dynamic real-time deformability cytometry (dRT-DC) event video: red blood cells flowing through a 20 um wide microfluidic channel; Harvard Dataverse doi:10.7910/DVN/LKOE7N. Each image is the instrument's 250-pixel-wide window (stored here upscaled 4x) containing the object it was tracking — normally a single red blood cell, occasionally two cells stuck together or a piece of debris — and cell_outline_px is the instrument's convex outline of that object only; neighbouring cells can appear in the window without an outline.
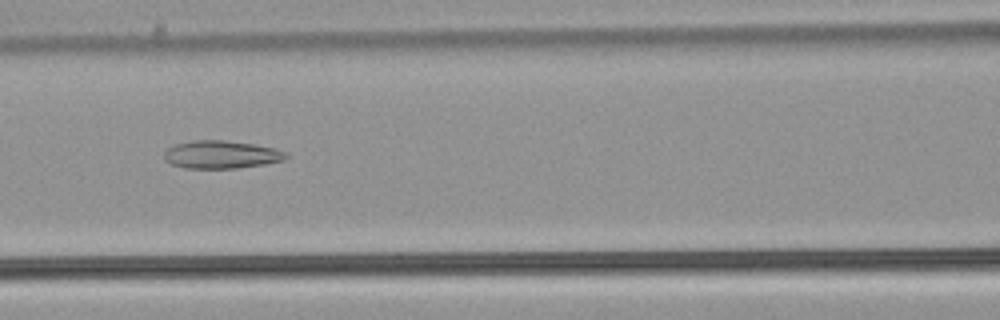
{"species": "common noctule bat (a hibernating species)", "species_latin": "Nyctalus noctula", "temperature_condition": "warm", "stored_images_in_passage": 52, "camera_frame_rate_fps": 3000, "um_per_image_px": 0.085, "animal": {"sex": "male", "body_mass_g": 21.5, "forearm_length_mm": 52.0}, "frame": {"image": 1, "passage_image": 24, "time_ms": 7.667, "image_size_px": [1000, 320], "cell_outline_px": [[288, 156], [284, 160], [264, 164], [236, 168], [184, 168], [172, 164], [164, 160], [164, 152], [168, 148], [176, 144], [192, 140], [224, 140], [256, 144], [276, 148], [288, 152]], "centroid_in_image_um": [18.83, 13.13], "position_along_channel_um": 147.8, "area_um2": 19.94}}
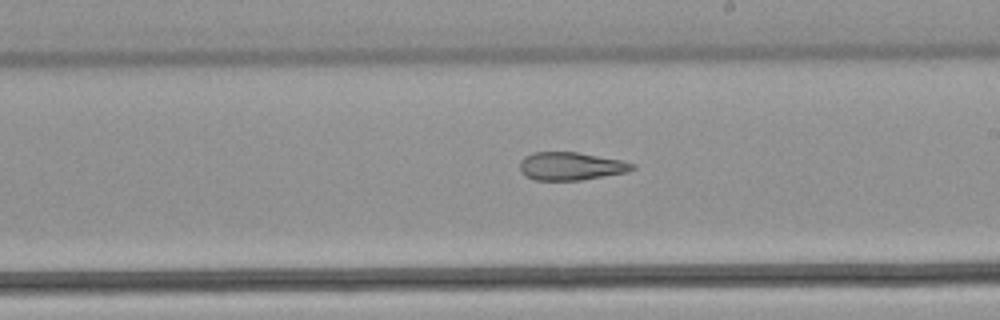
{"frame": {"image": 2, "passage_image": 31, "time_ms": 10.0, "image_size_px": [1000, 320], "cell_outline_px": [[636, 168], [628, 172], [580, 180], [532, 180], [524, 176], [520, 172], [520, 160], [524, 156], [532, 152], [576, 152], [620, 160], [636, 164]], "centroid_in_image_um": [48.49, 14.13], "position_along_channel_um": 240.5, "area_um2": 18.5}}
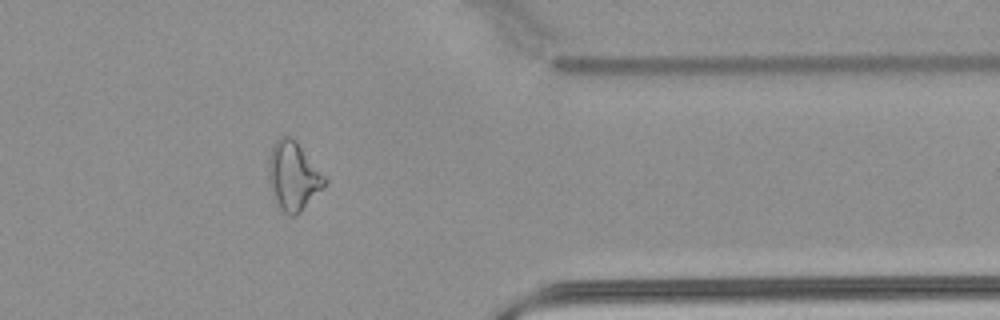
{"frame": {"image": 3, "passage_image": 43, "time_ms": 14.0, "image_size_px": [1000, 320], "cell_outline_px": [[328, 180], [324, 188], [296, 216], [288, 216], [280, 208], [272, 192], [268, 180], [268, 164], [272, 144], [280, 136], [292, 136], [296, 140]], "centroid_in_image_um": [24.93, 14.95], "position_along_channel_um": 386.5, "area_um2": 22.54}}